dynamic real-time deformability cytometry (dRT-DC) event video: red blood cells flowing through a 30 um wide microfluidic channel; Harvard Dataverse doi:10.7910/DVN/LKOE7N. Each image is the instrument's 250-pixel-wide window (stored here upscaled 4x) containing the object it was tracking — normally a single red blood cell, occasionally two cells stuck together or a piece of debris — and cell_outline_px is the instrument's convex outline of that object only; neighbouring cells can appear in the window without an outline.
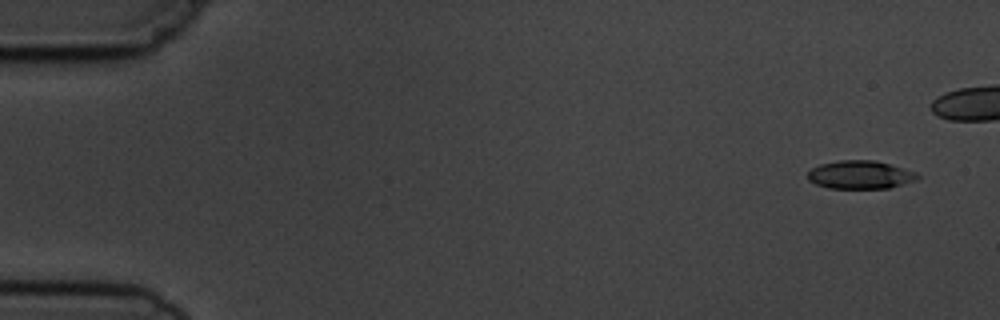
{"species": "common noctule bat (a hibernating species)", "species_latin": "Nyctalus noctula", "temperature_condition": "cold", "stored_images_in_passage": 6, "camera_frame_rate_fps": 3000, "um_per_image_px": 0.085, "animal": {"sex": "male", "body_mass_g": 19.5, "forearm_length_mm": 54.6}, "frame": {"image": 1, "passage_image": 1, "time_ms": 0.0, "image_size_px": [1000, 320], "cell_outline_px": [[920, 176], [916, 180], [888, 188], [828, 188], [816, 184], [808, 180], [808, 172], [812, 168], [820, 164], [840, 160], [876, 160], [916, 172]], "centroid_in_image_um": [73.11, 14.85], "position_along_channel_um": 11.9, "area_um2": 17.98}}